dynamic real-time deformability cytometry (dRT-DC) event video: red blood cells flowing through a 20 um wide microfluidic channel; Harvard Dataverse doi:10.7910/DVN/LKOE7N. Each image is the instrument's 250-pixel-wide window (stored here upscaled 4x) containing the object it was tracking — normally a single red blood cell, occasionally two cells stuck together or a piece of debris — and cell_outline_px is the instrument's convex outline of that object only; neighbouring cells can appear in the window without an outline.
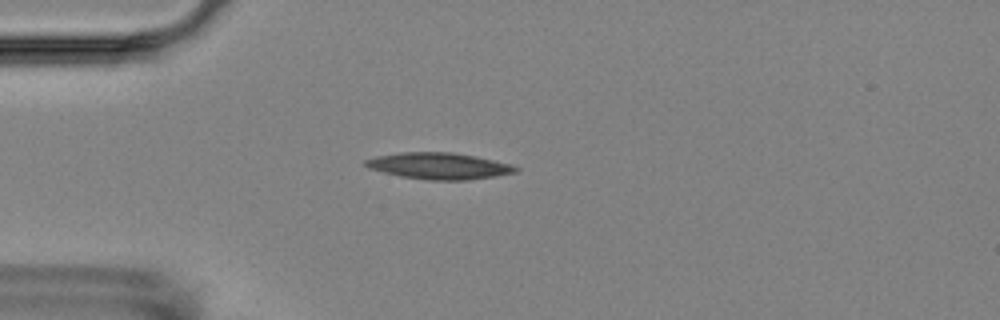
{"species": "Egyptian fruit bat (a non-hibernating species)", "species_latin": "Rousettus aegyptiacus", "temperature_condition": "room temperature", "stored_images_in_passage": 4, "camera_frame_rate_fps": 3000, "um_per_image_px": 0.085, "animal": {"sex": "female"}, "frame": {"image": 1, "passage_image": 4, "time_ms": 3.333, "image_size_px": [1000, 320], "cell_outline_px": [[520, 168], [516, 172], [496, 176], [468, 180], [428, 180], [400, 176], [368, 168], [364, 164], [364, 160], [376, 156], [400, 152], [452, 152], [476, 156], [512, 164]], "centroid_in_image_um": [37.33, 14.1], "position_along_channel_um": 47.7, "area_um2": 23.24}}